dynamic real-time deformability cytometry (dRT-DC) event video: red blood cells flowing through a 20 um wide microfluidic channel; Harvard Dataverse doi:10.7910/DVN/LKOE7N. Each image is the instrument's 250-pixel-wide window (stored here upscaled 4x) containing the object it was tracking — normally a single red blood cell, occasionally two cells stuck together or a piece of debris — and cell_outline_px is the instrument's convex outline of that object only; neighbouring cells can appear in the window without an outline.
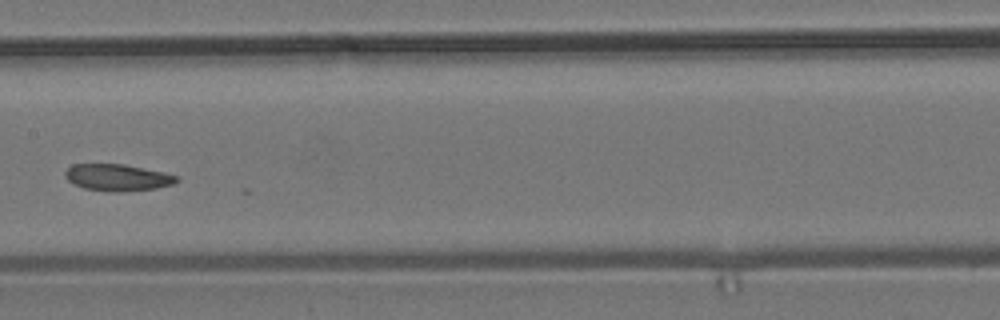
{"species": "common noctule bat (a hibernating species)", "species_latin": "Nyctalus noctula", "temperature_condition": "room temperature", "stored_images_in_passage": 13, "camera_frame_rate_fps": 3000, "um_per_image_px": 0.085, "animal": {"sex": "male", "body_mass_g": 19.2, "forearm_length_mm": 51.8}, "frame": {"image": 1, "passage_image": 6, "time_ms": 6.0, "image_size_px": [1000, 320], "cell_outline_px": [[180, 180], [172, 184], [156, 188], [120, 192], [116, 192], [84, 188], [72, 184], [64, 176], [64, 172], [72, 164], [124, 164], [180, 176]], "centroid_in_image_um": [9.97, 15.08], "position_along_channel_um": 197.4, "area_um2": 17.34}}
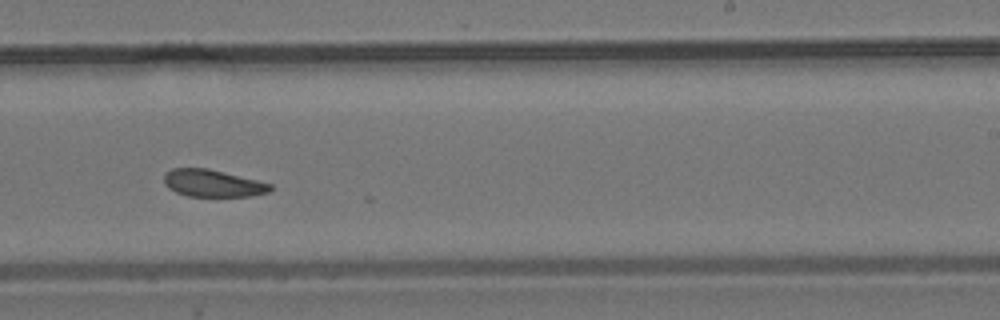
{"frame": {"image": 2, "passage_image": 8, "time_ms": 8.0, "image_size_px": [1000, 320], "cell_outline_px": [[272, 188], [268, 192], [252, 196], [188, 196], [176, 192], [168, 188], [164, 184], [164, 172], [172, 168], [208, 168], [272, 184]], "centroid_in_image_um": [18.04, 15.57], "position_along_channel_um": 271.0, "area_um2": 16.82}}
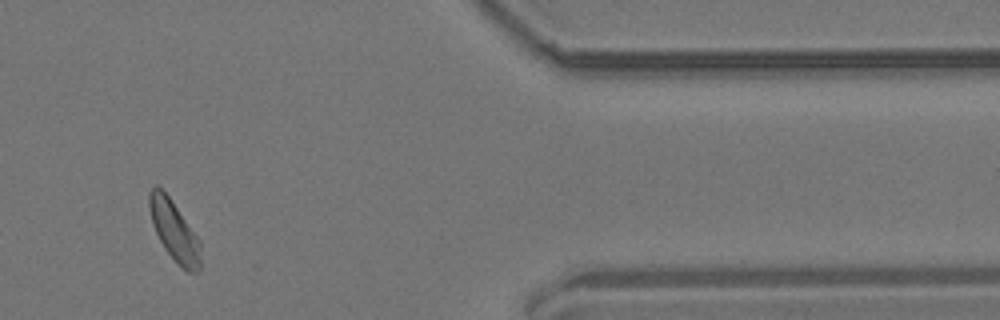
{"frame": {"image": 3, "passage_image": 11, "time_ms": 12.333, "image_size_px": [1000, 320], "cell_outline_px": [[200, 268], [196, 272], [188, 272], [164, 248], [152, 224], [148, 208], [148, 192], [156, 184], [168, 196], [200, 240]], "centroid_in_image_um": [14.78, 19.58], "position_along_channel_um": 396.6, "area_um2": 17.57}, "authors_computed_cell_mechanics": {"area_um2": 17.9758, "velocity_mm_per_s": 3.7009, "shape_relaxation_time_tau1_ms": 10.8618, "shape_relaxation_time_tau2_ms": 2.0437, "deformation_change_tau1": 0.1547, "deformation_change_tau2": 0.0733}}